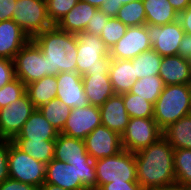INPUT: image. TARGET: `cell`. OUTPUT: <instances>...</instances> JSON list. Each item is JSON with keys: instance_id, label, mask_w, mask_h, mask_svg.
Here are the masks:
<instances>
[{"instance_id": "83f0119b", "label": "cell", "mask_w": 191, "mask_h": 190, "mask_svg": "<svg viewBox=\"0 0 191 190\" xmlns=\"http://www.w3.org/2000/svg\"><path fill=\"white\" fill-rule=\"evenodd\" d=\"M12 142L23 152L45 164L54 158L55 140L14 139Z\"/></svg>"}, {"instance_id": "e575fe53", "label": "cell", "mask_w": 191, "mask_h": 190, "mask_svg": "<svg viewBox=\"0 0 191 190\" xmlns=\"http://www.w3.org/2000/svg\"><path fill=\"white\" fill-rule=\"evenodd\" d=\"M66 163L76 167L77 178H80L88 190H97L95 161L92 158L88 161H67Z\"/></svg>"}, {"instance_id": "484cf974", "label": "cell", "mask_w": 191, "mask_h": 190, "mask_svg": "<svg viewBox=\"0 0 191 190\" xmlns=\"http://www.w3.org/2000/svg\"><path fill=\"white\" fill-rule=\"evenodd\" d=\"M162 134L174 150L191 149V114L169 125Z\"/></svg>"}, {"instance_id": "ab89813d", "label": "cell", "mask_w": 191, "mask_h": 190, "mask_svg": "<svg viewBox=\"0 0 191 190\" xmlns=\"http://www.w3.org/2000/svg\"><path fill=\"white\" fill-rule=\"evenodd\" d=\"M15 78L16 76L13 60L8 58H0V88Z\"/></svg>"}, {"instance_id": "7c38bea8", "label": "cell", "mask_w": 191, "mask_h": 190, "mask_svg": "<svg viewBox=\"0 0 191 190\" xmlns=\"http://www.w3.org/2000/svg\"><path fill=\"white\" fill-rule=\"evenodd\" d=\"M152 49L146 25L128 27L125 35L109 49L113 59H134L142 52Z\"/></svg>"}, {"instance_id": "e0dca14e", "label": "cell", "mask_w": 191, "mask_h": 190, "mask_svg": "<svg viewBox=\"0 0 191 190\" xmlns=\"http://www.w3.org/2000/svg\"><path fill=\"white\" fill-rule=\"evenodd\" d=\"M30 37L12 19L0 22V58L13 60Z\"/></svg>"}, {"instance_id": "6da1fadb", "label": "cell", "mask_w": 191, "mask_h": 190, "mask_svg": "<svg viewBox=\"0 0 191 190\" xmlns=\"http://www.w3.org/2000/svg\"><path fill=\"white\" fill-rule=\"evenodd\" d=\"M137 182L143 190H151L176 182L174 149L162 136L148 147L134 153Z\"/></svg>"}, {"instance_id": "603a6c76", "label": "cell", "mask_w": 191, "mask_h": 190, "mask_svg": "<svg viewBox=\"0 0 191 190\" xmlns=\"http://www.w3.org/2000/svg\"><path fill=\"white\" fill-rule=\"evenodd\" d=\"M109 76L115 94L129 92L137 80L134 65L128 59L111 58Z\"/></svg>"}, {"instance_id": "1f68e13d", "label": "cell", "mask_w": 191, "mask_h": 190, "mask_svg": "<svg viewBox=\"0 0 191 190\" xmlns=\"http://www.w3.org/2000/svg\"><path fill=\"white\" fill-rule=\"evenodd\" d=\"M126 111L130 118H150L154 115V104L141 98L138 94H122Z\"/></svg>"}, {"instance_id": "b9f144b4", "label": "cell", "mask_w": 191, "mask_h": 190, "mask_svg": "<svg viewBox=\"0 0 191 190\" xmlns=\"http://www.w3.org/2000/svg\"><path fill=\"white\" fill-rule=\"evenodd\" d=\"M99 190H143L137 181L111 182L104 184Z\"/></svg>"}, {"instance_id": "d4e9b609", "label": "cell", "mask_w": 191, "mask_h": 190, "mask_svg": "<svg viewBox=\"0 0 191 190\" xmlns=\"http://www.w3.org/2000/svg\"><path fill=\"white\" fill-rule=\"evenodd\" d=\"M146 24L165 25L178 20V13L168 0H142Z\"/></svg>"}, {"instance_id": "52a82bcc", "label": "cell", "mask_w": 191, "mask_h": 190, "mask_svg": "<svg viewBox=\"0 0 191 190\" xmlns=\"http://www.w3.org/2000/svg\"><path fill=\"white\" fill-rule=\"evenodd\" d=\"M12 20L30 39L53 26L47 16L46 0H17Z\"/></svg>"}, {"instance_id": "ac0fdd59", "label": "cell", "mask_w": 191, "mask_h": 190, "mask_svg": "<svg viewBox=\"0 0 191 190\" xmlns=\"http://www.w3.org/2000/svg\"><path fill=\"white\" fill-rule=\"evenodd\" d=\"M99 109L102 125L121 135L125 131L130 119L123 102L122 94L112 95Z\"/></svg>"}, {"instance_id": "d590c367", "label": "cell", "mask_w": 191, "mask_h": 190, "mask_svg": "<svg viewBox=\"0 0 191 190\" xmlns=\"http://www.w3.org/2000/svg\"><path fill=\"white\" fill-rule=\"evenodd\" d=\"M127 28L128 26L116 17H110L101 31L100 38L110 49L125 35Z\"/></svg>"}, {"instance_id": "d6986e66", "label": "cell", "mask_w": 191, "mask_h": 190, "mask_svg": "<svg viewBox=\"0 0 191 190\" xmlns=\"http://www.w3.org/2000/svg\"><path fill=\"white\" fill-rule=\"evenodd\" d=\"M159 76L165 86L191 84V61L179 55L164 56L160 63Z\"/></svg>"}, {"instance_id": "7a4b0ae2", "label": "cell", "mask_w": 191, "mask_h": 190, "mask_svg": "<svg viewBox=\"0 0 191 190\" xmlns=\"http://www.w3.org/2000/svg\"><path fill=\"white\" fill-rule=\"evenodd\" d=\"M47 60V76L76 72L77 37L56 25L32 38Z\"/></svg>"}, {"instance_id": "3957f363", "label": "cell", "mask_w": 191, "mask_h": 190, "mask_svg": "<svg viewBox=\"0 0 191 190\" xmlns=\"http://www.w3.org/2000/svg\"><path fill=\"white\" fill-rule=\"evenodd\" d=\"M191 114V84L166 85L154 104L153 118L163 131Z\"/></svg>"}, {"instance_id": "f5cc1de1", "label": "cell", "mask_w": 191, "mask_h": 190, "mask_svg": "<svg viewBox=\"0 0 191 190\" xmlns=\"http://www.w3.org/2000/svg\"><path fill=\"white\" fill-rule=\"evenodd\" d=\"M117 4H127L129 2L135 1V0H114Z\"/></svg>"}, {"instance_id": "f35d334b", "label": "cell", "mask_w": 191, "mask_h": 190, "mask_svg": "<svg viewBox=\"0 0 191 190\" xmlns=\"http://www.w3.org/2000/svg\"><path fill=\"white\" fill-rule=\"evenodd\" d=\"M109 16L103 13L99 8L96 10V13L92 16L90 21H88L86 29L84 32L92 35H101V31L104 28L105 24L109 20Z\"/></svg>"}, {"instance_id": "7402d4cb", "label": "cell", "mask_w": 191, "mask_h": 190, "mask_svg": "<svg viewBox=\"0 0 191 190\" xmlns=\"http://www.w3.org/2000/svg\"><path fill=\"white\" fill-rule=\"evenodd\" d=\"M97 9L89 3L79 0L56 26L62 31L75 35L84 32L88 21H90Z\"/></svg>"}, {"instance_id": "74e56055", "label": "cell", "mask_w": 191, "mask_h": 190, "mask_svg": "<svg viewBox=\"0 0 191 190\" xmlns=\"http://www.w3.org/2000/svg\"><path fill=\"white\" fill-rule=\"evenodd\" d=\"M78 1L79 0H46L47 16L52 25H57Z\"/></svg>"}, {"instance_id": "816d5d0a", "label": "cell", "mask_w": 191, "mask_h": 190, "mask_svg": "<svg viewBox=\"0 0 191 190\" xmlns=\"http://www.w3.org/2000/svg\"><path fill=\"white\" fill-rule=\"evenodd\" d=\"M80 1L89 3L96 8H99L106 0H80Z\"/></svg>"}, {"instance_id": "8d00e7d4", "label": "cell", "mask_w": 191, "mask_h": 190, "mask_svg": "<svg viewBox=\"0 0 191 190\" xmlns=\"http://www.w3.org/2000/svg\"><path fill=\"white\" fill-rule=\"evenodd\" d=\"M26 94V85L17 77L0 88V109Z\"/></svg>"}, {"instance_id": "2e32d148", "label": "cell", "mask_w": 191, "mask_h": 190, "mask_svg": "<svg viewBox=\"0 0 191 190\" xmlns=\"http://www.w3.org/2000/svg\"><path fill=\"white\" fill-rule=\"evenodd\" d=\"M44 183L57 185L66 190H88L80 178H77L76 167L54 158L46 164Z\"/></svg>"}, {"instance_id": "5b68a950", "label": "cell", "mask_w": 191, "mask_h": 190, "mask_svg": "<svg viewBox=\"0 0 191 190\" xmlns=\"http://www.w3.org/2000/svg\"><path fill=\"white\" fill-rule=\"evenodd\" d=\"M97 190L111 182L137 181L134 152L121 150L116 155L95 160Z\"/></svg>"}, {"instance_id": "5bb4252c", "label": "cell", "mask_w": 191, "mask_h": 190, "mask_svg": "<svg viewBox=\"0 0 191 190\" xmlns=\"http://www.w3.org/2000/svg\"><path fill=\"white\" fill-rule=\"evenodd\" d=\"M100 125H102V123L99 107L87 105L71 110L66 124L60 133L84 140L87 135Z\"/></svg>"}, {"instance_id": "4316f807", "label": "cell", "mask_w": 191, "mask_h": 190, "mask_svg": "<svg viewBox=\"0 0 191 190\" xmlns=\"http://www.w3.org/2000/svg\"><path fill=\"white\" fill-rule=\"evenodd\" d=\"M26 94L35 108L55 99L57 95L56 76H44L42 79L26 85Z\"/></svg>"}, {"instance_id": "4dcf8cb0", "label": "cell", "mask_w": 191, "mask_h": 190, "mask_svg": "<svg viewBox=\"0 0 191 190\" xmlns=\"http://www.w3.org/2000/svg\"><path fill=\"white\" fill-rule=\"evenodd\" d=\"M39 111L45 117V119L51 123L60 133L69 117L72 108L63 102H60L57 98L52 99L48 103L40 106Z\"/></svg>"}, {"instance_id": "681fc988", "label": "cell", "mask_w": 191, "mask_h": 190, "mask_svg": "<svg viewBox=\"0 0 191 190\" xmlns=\"http://www.w3.org/2000/svg\"><path fill=\"white\" fill-rule=\"evenodd\" d=\"M151 190H185V187L183 184L174 182L172 184L165 185L163 187L154 188Z\"/></svg>"}, {"instance_id": "8992f818", "label": "cell", "mask_w": 191, "mask_h": 190, "mask_svg": "<svg viewBox=\"0 0 191 190\" xmlns=\"http://www.w3.org/2000/svg\"><path fill=\"white\" fill-rule=\"evenodd\" d=\"M9 178L40 187L45 182L46 164L34 159L9 140Z\"/></svg>"}, {"instance_id": "9c48e42d", "label": "cell", "mask_w": 191, "mask_h": 190, "mask_svg": "<svg viewBox=\"0 0 191 190\" xmlns=\"http://www.w3.org/2000/svg\"><path fill=\"white\" fill-rule=\"evenodd\" d=\"M162 135V130L153 117L130 118L121 134V143L123 149L135 153L156 142Z\"/></svg>"}, {"instance_id": "d6a6232c", "label": "cell", "mask_w": 191, "mask_h": 190, "mask_svg": "<svg viewBox=\"0 0 191 190\" xmlns=\"http://www.w3.org/2000/svg\"><path fill=\"white\" fill-rule=\"evenodd\" d=\"M116 18L128 27L146 25V12L142 0L122 5Z\"/></svg>"}, {"instance_id": "ba28073f", "label": "cell", "mask_w": 191, "mask_h": 190, "mask_svg": "<svg viewBox=\"0 0 191 190\" xmlns=\"http://www.w3.org/2000/svg\"><path fill=\"white\" fill-rule=\"evenodd\" d=\"M15 76L25 85L47 76V60L38 45L30 39L13 58Z\"/></svg>"}, {"instance_id": "9a60e30c", "label": "cell", "mask_w": 191, "mask_h": 190, "mask_svg": "<svg viewBox=\"0 0 191 190\" xmlns=\"http://www.w3.org/2000/svg\"><path fill=\"white\" fill-rule=\"evenodd\" d=\"M56 98L73 108L90 105L84 91L82 76L77 72H61L56 75Z\"/></svg>"}, {"instance_id": "ee69618b", "label": "cell", "mask_w": 191, "mask_h": 190, "mask_svg": "<svg viewBox=\"0 0 191 190\" xmlns=\"http://www.w3.org/2000/svg\"><path fill=\"white\" fill-rule=\"evenodd\" d=\"M17 0H0V22L12 19Z\"/></svg>"}, {"instance_id": "ffe728a7", "label": "cell", "mask_w": 191, "mask_h": 190, "mask_svg": "<svg viewBox=\"0 0 191 190\" xmlns=\"http://www.w3.org/2000/svg\"><path fill=\"white\" fill-rule=\"evenodd\" d=\"M82 81L90 105L100 107L115 94L109 73L85 74Z\"/></svg>"}, {"instance_id": "c3c4849f", "label": "cell", "mask_w": 191, "mask_h": 190, "mask_svg": "<svg viewBox=\"0 0 191 190\" xmlns=\"http://www.w3.org/2000/svg\"><path fill=\"white\" fill-rule=\"evenodd\" d=\"M175 11L179 14L191 5V0H168Z\"/></svg>"}, {"instance_id": "60d3db41", "label": "cell", "mask_w": 191, "mask_h": 190, "mask_svg": "<svg viewBox=\"0 0 191 190\" xmlns=\"http://www.w3.org/2000/svg\"><path fill=\"white\" fill-rule=\"evenodd\" d=\"M9 140L0 138V183L9 178Z\"/></svg>"}, {"instance_id": "bcb514c9", "label": "cell", "mask_w": 191, "mask_h": 190, "mask_svg": "<svg viewBox=\"0 0 191 190\" xmlns=\"http://www.w3.org/2000/svg\"><path fill=\"white\" fill-rule=\"evenodd\" d=\"M178 21L180 22L184 32L191 35V5L183 12L179 13Z\"/></svg>"}, {"instance_id": "836d02e7", "label": "cell", "mask_w": 191, "mask_h": 190, "mask_svg": "<svg viewBox=\"0 0 191 190\" xmlns=\"http://www.w3.org/2000/svg\"><path fill=\"white\" fill-rule=\"evenodd\" d=\"M173 162L176 182L191 184V149L174 150Z\"/></svg>"}, {"instance_id": "277c9868", "label": "cell", "mask_w": 191, "mask_h": 190, "mask_svg": "<svg viewBox=\"0 0 191 190\" xmlns=\"http://www.w3.org/2000/svg\"><path fill=\"white\" fill-rule=\"evenodd\" d=\"M76 37V72L81 76L85 74L109 73L111 64L109 48L100 36L81 32L77 33Z\"/></svg>"}, {"instance_id": "cb8c5ba5", "label": "cell", "mask_w": 191, "mask_h": 190, "mask_svg": "<svg viewBox=\"0 0 191 190\" xmlns=\"http://www.w3.org/2000/svg\"><path fill=\"white\" fill-rule=\"evenodd\" d=\"M90 158L84 140L59 133L55 140L54 159L66 163L67 161H88Z\"/></svg>"}, {"instance_id": "7bdbcfd3", "label": "cell", "mask_w": 191, "mask_h": 190, "mask_svg": "<svg viewBox=\"0 0 191 190\" xmlns=\"http://www.w3.org/2000/svg\"><path fill=\"white\" fill-rule=\"evenodd\" d=\"M0 190H38V187L8 178L0 183Z\"/></svg>"}, {"instance_id": "f546056e", "label": "cell", "mask_w": 191, "mask_h": 190, "mask_svg": "<svg viewBox=\"0 0 191 190\" xmlns=\"http://www.w3.org/2000/svg\"><path fill=\"white\" fill-rule=\"evenodd\" d=\"M164 86L163 80L159 75H150L149 77L137 79L129 92L138 94L141 98L155 104Z\"/></svg>"}, {"instance_id": "30bf717a", "label": "cell", "mask_w": 191, "mask_h": 190, "mask_svg": "<svg viewBox=\"0 0 191 190\" xmlns=\"http://www.w3.org/2000/svg\"><path fill=\"white\" fill-rule=\"evenodd\" d=\"M35 107L28 95L0 109V138L13 141Z\"/></svg>"}, {"instance_id": "8fae6325", "label": "cell", "mask_w": 191, "mask_h": 190, "mask_svg": "<svg viewBox=\"0 0 191 190\" xmlns=\"http://www.w3.org/2000/svg\"><path fill=\"white\" fill-rule=\"evenodd\" d=\"M149 41L152 49L162 57L177 55L180 42L185 34L177 20L170 24H146Z\"/></svg>"}, {"instance_id": "44dd1931", "label": "cell", "mask_w": 191, "mask_h": 190, "mask_svg": "<svg viewBox=\"0 0 191 190\" xmlns=\"http://www.w3.org/2000/svg\"><path fill=\"white\" fill-rule=\"evenodd\" d=\"M58 135V130L35 108L15 139L56 140Z\"/></svg>"}, {"instance_id": "4fadbf2b", "label": "cell", "mask_w": 191, "mask_h": 190, "mask_svg": "<svg viewBox=\"0 0 191 190\" xmlns=\"http://www.w3.org/2000/svg\"><path fill=\"white\" fill-rule=\"evenodd\" d=\"M84 143L87 153L94 161L116 155L123 150L121 135L103 125L87 135Z\"/></svg>"}, {"instance_id": "f907efd6", "label": "cell", "mask_w": 191, "mask_h": 190, "mask_svg": "<svg viewBox=\"0 0 191 190\" xmlns=\"http://www.w3.org/2000/svg\"><path fill=\"white\" fill-rule=\"evenodd\" d=\"M38 190H66V189H63L57 185H53L50 183H43L40 187H38Z\"/></svg>"}, {"instance_id": "f1b7e54d", "label": "cell", "mask_w": 191, "mask_h": 190, "mask_svg": "<svg viewBox=\"0 0 191 190\" xmlns=\"http://www.w3.org/2000/svg\"><path fill=\"white\" fill-rule=\"evenodd\" d=\"M161 60L162 56L153 49L142 52L134 59H131L137 79L149 77L150 75H159Z\"/></svg>"}, {"instance_id": "db71d44e", "label": "cell", "mask_w": 191, "mask_h": 190, "mask_svg": "<svg viewBox=\"0 0 191 190\" xmlns=\"http://www.w3.org/2000/svg\"><path fill=\"white\" fill-rule=\"evenodd\" d=\"M185 187V190H191V184H183Z\"/></svg>"}, {"instance_id": "f6af8a7d", "label": "cell", "mask_w": 191, "mask_h": 190, "mask_svg": "<svg viewBox=\"0 0 191 190\" xmlns=\"http://www.w3.org/2000/svg\"><path fill=\"white\" fill-rule=\"evenodd\" d=\"M177 55L191 61V35L190 34H186V33L184 34L180 42Z\"/></svg>"}, {"instance_id": "7dc6e473", "label": "cell", "mask_w": 191, "mask_h": 190, "mask_svg": "<svg viewBox=\"0 0 191 190\" xmlns=\"http://www.w3.org/2000/svg\"><path fill=\"white\" fill-rule=\"evenodd\" d=\"M122 4H117L114 0H106L99 9L109 17H116Z\"/></svg>"}]
</instances>
